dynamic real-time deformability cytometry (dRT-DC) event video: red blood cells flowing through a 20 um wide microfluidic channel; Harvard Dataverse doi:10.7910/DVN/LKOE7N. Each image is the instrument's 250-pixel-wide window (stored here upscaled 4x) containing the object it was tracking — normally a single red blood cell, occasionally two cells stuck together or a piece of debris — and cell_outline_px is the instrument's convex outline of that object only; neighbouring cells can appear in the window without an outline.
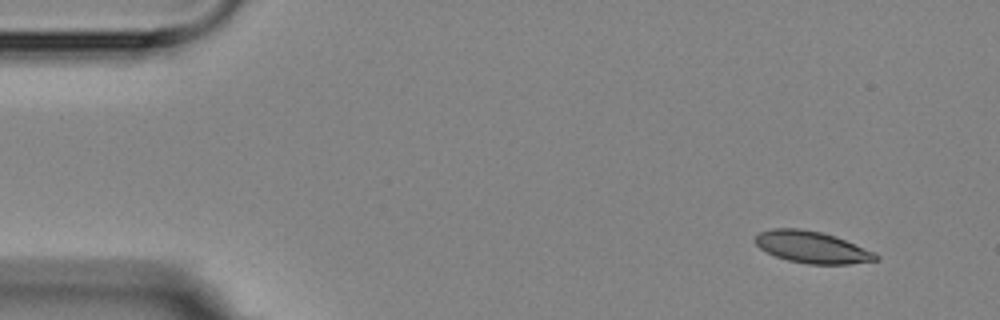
{"species": "Egyptian fruit bat (a non-hibernating species)", "species_latin": "Rousettus aegyptiacus", "temperature_condition": "room temperature", "stored_images_in_passage": 4, "camera_frame_rate_fps": 3000, "um_per_image_px": 0.085, "animal": {"sex": "female"}, "frame": {"image": 1, "passage_image": 1, "time_ms": 0.0, "image_size_px": [1000, 320], "cell_outline_px": [[880, 260], [848, 264], [808, 264], [788, 260], [776, 256], [760, 248], [752, 240], [760, 232], [772, 228], [800, 228], [820, 232], [836, 236], [876, 252], [880, 256]], "centroid_in_image_um": [69.05, 21.01], "position_along_channel_um": 15.9, "area_um2": 22.48}}